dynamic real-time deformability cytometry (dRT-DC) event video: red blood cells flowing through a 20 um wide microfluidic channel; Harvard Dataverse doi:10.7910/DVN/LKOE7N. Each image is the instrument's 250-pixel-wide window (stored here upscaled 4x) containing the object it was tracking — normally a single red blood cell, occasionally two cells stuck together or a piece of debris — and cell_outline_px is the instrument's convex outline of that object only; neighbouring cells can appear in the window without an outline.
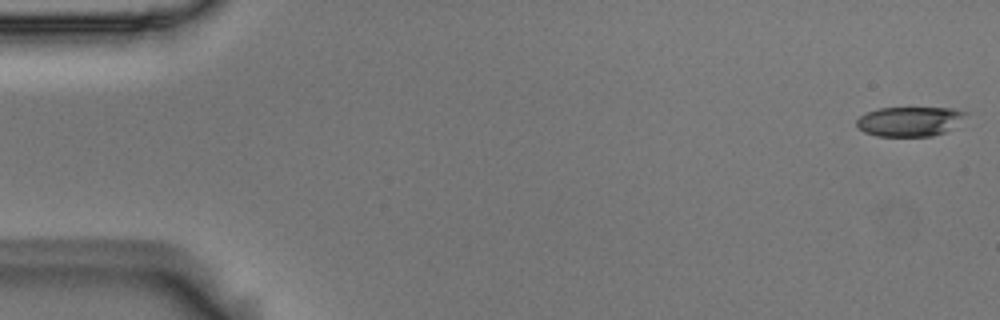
{"species": "Egyptian fruit bat (a non-hibernating species)", "species_latin": "Rousettus aegyptiacus", "temperature_condition": "room temperature", "stored_images_in_passage": 54, "camera_frame_rate_fps": 3000, "um_per_image_px": 0.085, "animal": {"sex": "male"}, "frame": {"image": 1, "passage_image": 1, "time_ms": 0.0, "image_size_px": [1000, 320], "cell_outline_px": [[968, 112], [944, 132], [932, 136], [876, 136], [864, 132], [856, 124], [856, 120], [860, 116], [868, 112], [880, 108], [952, 108]], "centroid_in_image_um": [77.25, 10.32], "position_along_channel_um": 7.8, "area_um2": 18.38}}
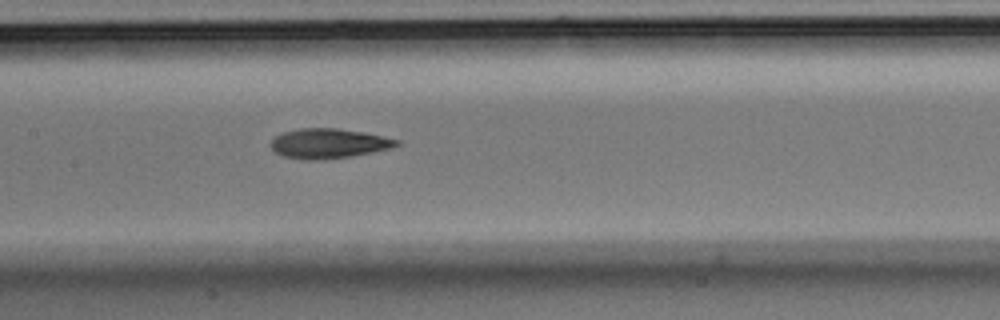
{"frame": {"image": 2, "passage_image": 26, "time_ms": 8.333, "image_size_px": [1000, 320], "cell_outline_px": [[400, 144], [392, 148], [372, 152], [324, 160], [304, 160], [284, 156], [276, 152], [268, 144], [276, 136], [284, 132], [300, 128], [336, 128], [364, 132], [384, 136], [400, 140]], "centroid_in_image_um": [27.94, 12.19], "position_along_channel_um": 179.5, "area_um2": 21.85}}
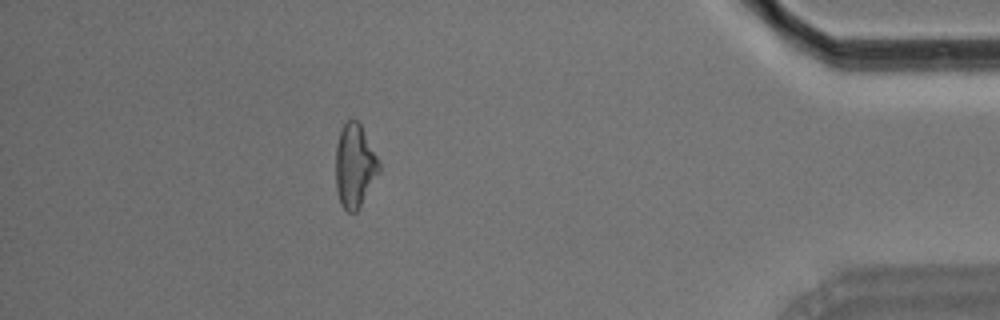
{"frame": {"image": 3, "passage_image": 48, "time_ms": 15.667, "image_size_px": [1000, 320], "cell_outline_px": [[380, 172], [356, 212], [348, 212], [340, 204], [336, 188], [336, 144], [340, 132], [344, 124], [348, 120], [356, 120], [360, 124], [380, 164]], "centroid_in_image_um": [30.14, 14.12], "position_along_channel_um": 405.1, "area_um2": 20.75}, "authors_computed_cell_mechanics": {"area_um2": 21.5016, "velocity_mm_per_s": 3.712, "shape_relaxation_time_tau1_ms": 7.7946, "shape_relaxation_time_tau2_ms": 6.8208, "deformation_change_tau1": 0.1905, "deformation_change_tau2": 0.1711}}